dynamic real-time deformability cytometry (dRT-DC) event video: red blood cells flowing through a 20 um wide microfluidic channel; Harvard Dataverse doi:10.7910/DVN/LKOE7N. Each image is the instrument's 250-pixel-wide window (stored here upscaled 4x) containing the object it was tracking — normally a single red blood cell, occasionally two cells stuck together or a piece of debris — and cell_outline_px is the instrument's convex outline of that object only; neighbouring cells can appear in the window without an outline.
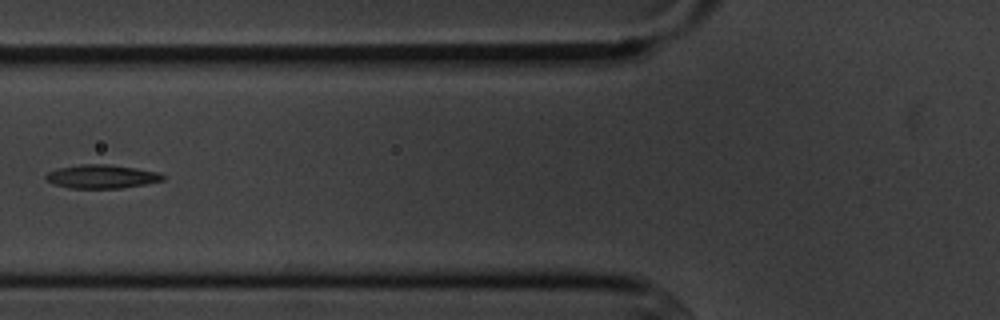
{"species": "common noctule bat (a hibernating species)", "species_latin": "Nyctalus noctula", "temperature_condition": "cold", "stored_images_in_passage": 7, "camera_frame_rate_fps": 3000, "um_per_image_px": 0.085, "animal": {"sex": "male", "body_mass_g": 20.1, "forearm_length_mm": 53.5}, "frame": {"image": 1, "passage_image": 6, "time_ms": 6.667, "image_size_px": [1000, 320], "cell_outline_px": [[164, 180], [124, 188], [68, 188], [52, 184], [44, 176], [48, 172], [56, 168], [80, 164], [108, 164], [136, 168], [160, 172], [164, 176]], "centroid_in_image_um": [8.62, 15.0], "position_along_channel_um": 117.2, "area_um2": 16.24}}
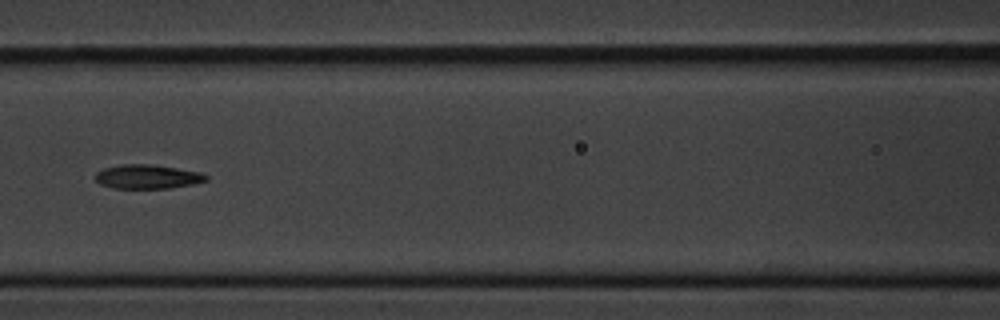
{"frame": {"image": 2, "passage_image": 7, "time_ms": 7.667, "image_size_px": [1000, 320], "cell_outline_px": [[208, 180], [192, 184], [168, 188], [112, 188], [100, 184], [96, 180], [96, 172], [104, 168], [120, 164], [152, 164], [200, 172], [208, 176]], "centroid_in_image_um": [12.51, 15.01], "position_along_channel_um": 154.1, "area_um2": 15.49}}